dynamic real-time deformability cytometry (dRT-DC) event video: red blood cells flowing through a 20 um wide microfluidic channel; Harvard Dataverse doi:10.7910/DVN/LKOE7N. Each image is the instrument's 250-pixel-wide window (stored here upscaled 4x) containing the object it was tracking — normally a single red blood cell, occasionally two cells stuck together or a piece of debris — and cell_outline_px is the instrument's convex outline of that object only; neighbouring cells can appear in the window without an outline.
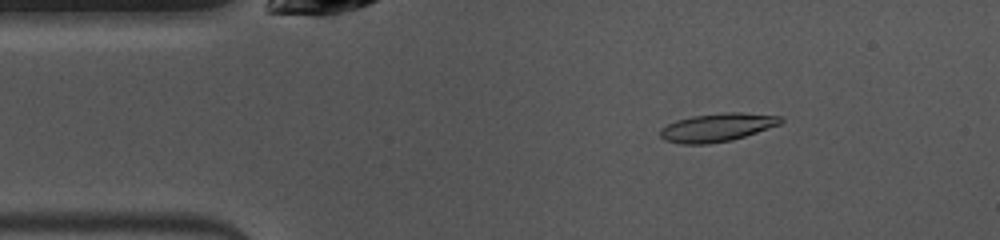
{"species": "common noctule bat (a hibernating species)", "species_latin": "Nyctalus noctula", "temperature_condition": "warm", "stored_images_in_passage": 49, "camera_frame_rate_fps": 3000, "um_per_image_px": 0.085, "animal": {"sex": "female", "body_mass_g": 10.0, "forearm_length_mm": 53.1}, "frame": {"image": 1, "passage_image": 7, "time_ms": 2.0, "image_size_px": [1000, 240], "cell_outline_px": [[784, 120], [780, 124], [732, 140], [708, 144], [680, 144], [664, 140], [660, 136], [660, 128], [676, 120], [692, 116], [724, 112], [740, 112], [780, 116]], "centroid_in_image_um": [60.92, 10.83], "position_along_channel_um": 24.1, "area_um2": 19.83}}
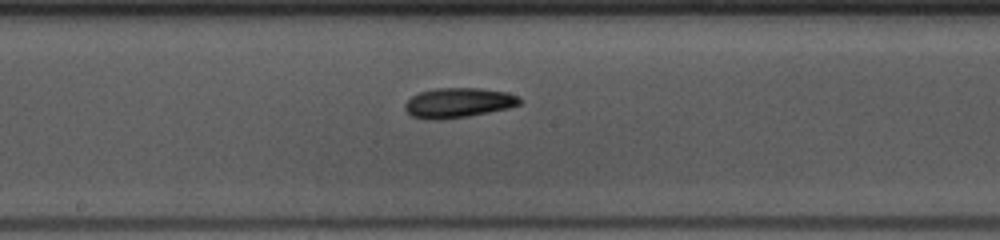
{"frame": {"image": 2, "passage_image": 24, "time_ms": 7.667, "image_size_px": [1000, 240], "cell_outline_px": [[520, 104], [508, 108], [468, 116], [440, 120], [428, 120], [412, 116], [404, 108], [404, 104], [412, 96], [420, 92], [436, 88], [480, 88], [508, 92], [516, 96], [520, 100]], "centroid_in_image_um": [38.93, 8.74], "position_along_channel_um": 209.3, "area_um2": 19.88}}
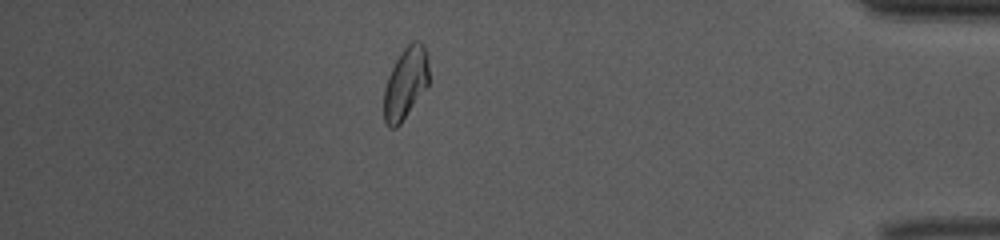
{"frame": {"image": 3, "passage_image": 42, "time_ms": 13.667, "image_size_px": [1000, 240], "cell_outline_px": [[428, 88], [400, 124], [396, 128], [388, 128], [384, 120], [384, 88], [388, 76], [400, 52], [412, 40], [420, 40], [424, 44], [428, 52]], "centroid_in_image_um": [34.5, 7.06], "position_along_channel_um": 400.7, "area_um2": 19.25}, "authors_computed_cell_mechanics": {"area_um2": 19.1318, "velocity_mm_per_s": 3.9868, "shape_relaxation_time_tau1_ms": 2.7224, "shape_relaxation_time_tau2_ms": null, "deformation_change_tau1": 0.1242, "deformation_change_tau2": null}}